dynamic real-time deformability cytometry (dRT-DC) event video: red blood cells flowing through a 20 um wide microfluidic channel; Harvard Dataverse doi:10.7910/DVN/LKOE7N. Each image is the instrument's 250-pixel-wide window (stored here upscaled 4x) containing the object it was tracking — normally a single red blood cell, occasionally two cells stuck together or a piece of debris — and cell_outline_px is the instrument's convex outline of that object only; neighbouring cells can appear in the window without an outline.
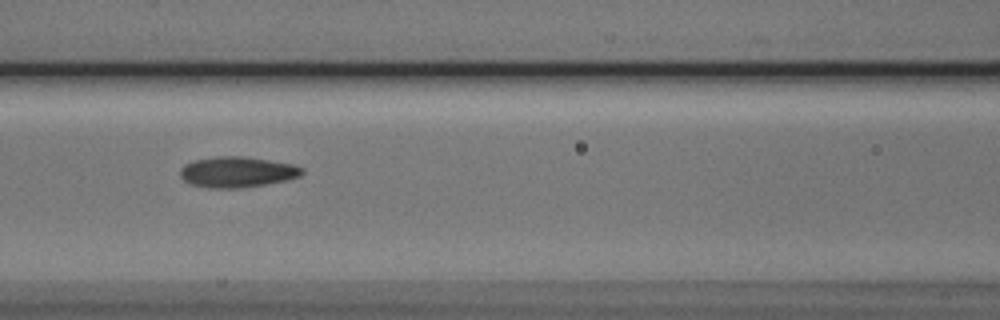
{"species": "Egyptian fruit bat (a non-hibernating species)", "species_latin": "Rousettus aegyptiacus", "temperature_condition": "cold", "stored_images_in_passage": 8, "segment_of_instrument_passage": [1, 2], "camera_frame_rate_fps": 3000, "um_per_image_px": 0.085, "animal": {"sex": "male"}, "frame": {"image": 1, "passage_image": 4, "time_ms": 3.333, "image_size_px": [1000, 320], "cell_outline_px": [[304, 172], [300, 176], [284, 180], [244, 188], [208, 188], [188, 184], [180, 176], [180, 168], [184, 164], [196, 160], [216, 156], [244, 156], [292, 164], [304, 168]], "centroid_in_image_um": [20.12, 14.62], "position_along_channel_um": 146.5, "area_um2": 21.85}}
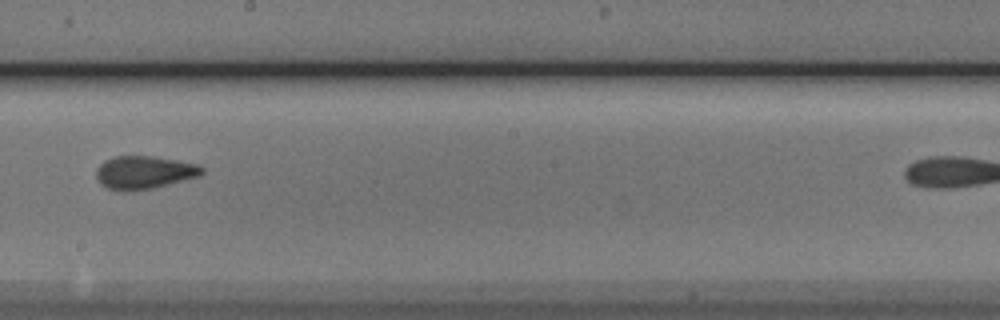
{"frame": {"image": 2, "passage_image": 7, "time_ms": 7.667, "image_size_px": [1000, 320], "cell_outline_px": [[204, 172], [200, 176], [152, 188], [124, 192], [108, 188], [100, 184], [96, 176], [96, 168], [104, 160], [116, 156], [152, 156], [196, 164], [204, 168]], "centroid_in_image_um": [12.22, 14.66], "position_along_channel_um": 236.0, "area_um2": 20.29}}